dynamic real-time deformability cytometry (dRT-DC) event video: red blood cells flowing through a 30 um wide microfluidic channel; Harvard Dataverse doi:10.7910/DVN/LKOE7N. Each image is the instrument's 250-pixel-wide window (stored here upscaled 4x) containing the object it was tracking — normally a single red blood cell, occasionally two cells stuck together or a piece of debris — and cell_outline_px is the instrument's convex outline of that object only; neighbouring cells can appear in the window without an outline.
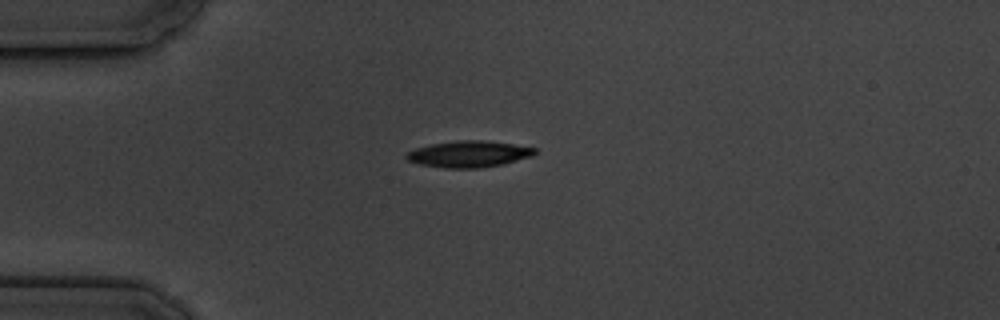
{"species": "common noctule bat (a hibernating species)", "species_latin": "Nyctalus noctula", "temperature_condition": "cold", "stored_images_in_passage": 12, "camera_frame_rate_fps": 3000, "um_per_image_px": 0.085, "animal": {"sex": "male", "body_mass_g": 19.5, "forearm_length_mm": 54.6}, "frame": {"image": 1, "passage_image": 1, "time_ms": 0.0, "image_size_px": [1000, 320], "cell_outline_px": [[536, 152], [532, 156], [504, 164], [480, 168], [444, 168], [420, 164], [408, 160], [404, 156], [408, 152], [416, 148], [432, 144], [456, 140], [480, 140], [512, 144], [536, 148]], "centroid_in_image_um": [39.85, 13.1], "position_along_channel_um": 45.2, "area_um2": 19.65}}
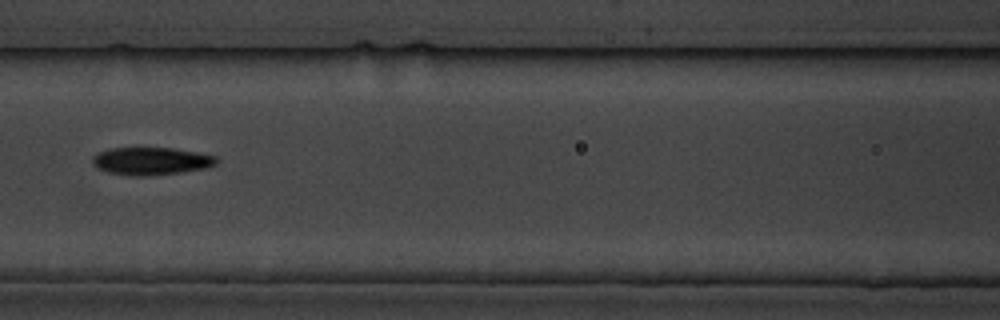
{"frame": {"image": 2, "passage_image": 4, "time_ms": 3.667, "image_size_px": [1000, 320], "cell_outline_px": [[220, 160], [216, 164], [208, 168], [180, 172], [148, 176], [136, 176], [108, 172], [96, 168], [92, 164], [92, 156], [100, 152], [112, 148], [176, 148], [216, 156]], "centroid_in_image_um": [12.87, 13.69], "position_along_channel_um": 153.7, "area_um2": 20.06}}
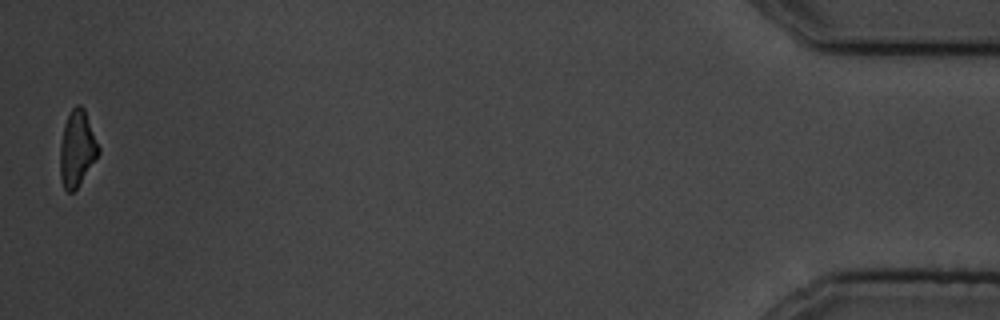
{"frame": {"image": 3, "passage_image": 12, "time_ms": 14.0, "image_size_px": [1000, 320], "cell_outline_px": [[100, 152], [76, 188], [72, 192], [68, 192], [64, 188], [60, 180], [60, 144], [64, 124], [72, 108], [76, 104], [80, 104], [84, 108], [100, 148]], "centroid_in_image_um": [6.54, 12.61], "position_along_channel_um": 428.7, "area_um2": 16.82}, "authors_computed_cell_mechanics": {"area_um2": 19.5075, "velocity_mm_per_s": 3.5104, "shape_relaxation_time_tau1_ms": 2.7694, "shape_relaxation_time_tau2_ms": null, "deformation_change_tau1": 0.0868, "deformation_change_tau2": null}}